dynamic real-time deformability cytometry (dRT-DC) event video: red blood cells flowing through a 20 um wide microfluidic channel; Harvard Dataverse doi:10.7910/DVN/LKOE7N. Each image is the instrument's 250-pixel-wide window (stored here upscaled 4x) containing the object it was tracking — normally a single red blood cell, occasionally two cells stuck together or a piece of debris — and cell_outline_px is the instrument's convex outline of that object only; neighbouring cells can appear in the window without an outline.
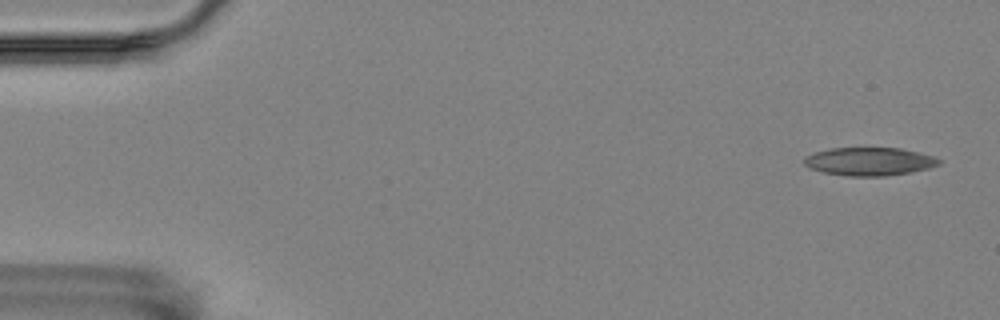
{"species": "Egyptian fruit bat (a non-hibernating species)", "species_latin": "Rousettus aegyptiacus", "temperature_condition": "room temperature", "stored_images_in_passage": 3, "camera_frame_rate_fps": 3000, "um_per_image_px": 0.085, "animal": {"sex": "female"}, "frame": {"image": 1, "passage_image": 1, "time_ms": 0.0, "image_size_px": [1000, 320], "cell_outline_px": [[940, 164], [928, 168], [912, 172], [884, 176], [848, 176], [824, 172], [808, 168], [804, 164], [804, 156], [816, 152], [832, 148], [900, 148], [920, 152], [936, 156], [940, 160]], "centroid_in_image_um": [73.91, 13.72], "position_along_channel_um": 11.1, "area_um2": 22.2}}